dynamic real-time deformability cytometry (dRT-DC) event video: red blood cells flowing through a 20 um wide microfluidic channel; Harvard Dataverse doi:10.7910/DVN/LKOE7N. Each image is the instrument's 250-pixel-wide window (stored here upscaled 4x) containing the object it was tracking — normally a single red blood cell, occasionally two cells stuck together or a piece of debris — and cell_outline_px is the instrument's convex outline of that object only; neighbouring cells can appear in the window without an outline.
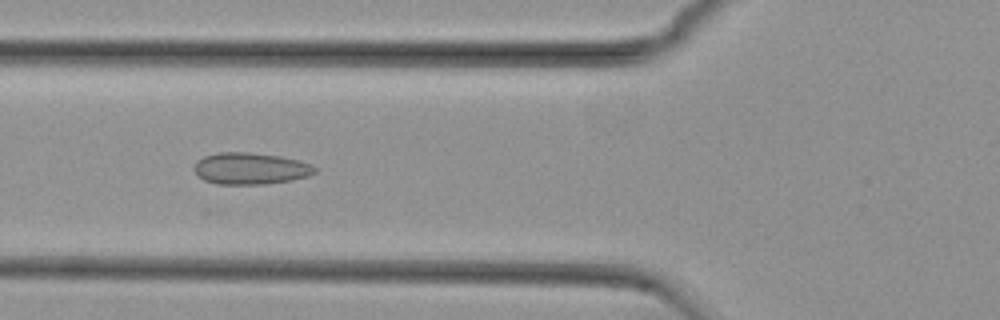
{"species": "common noctule bat (a hibernating species)", "species_latin": "Nyctalus noctula", "temperature_condition": "cold", "stored_images_in_passage": 32, "camera_frame_rate_fps": 3000, "um_per_image_px": 0.085, "animal": {"sex": "female", "body_mass_g": 29.2, "forearm_length_mm": 56.3}, "frame": {"image": 1, "passage_image": 5, "time_ms": 1.333, "image_size_px": [1000, 320], "cell_outline_px": [[316, 172], [308, 176], [292, 180], [264, 184], [216, 184], [204, 180], [192, 168], [196, 160], [204, 156], [220, 152], [248, 152], [280, 156], [312, 164], [316, 168]], "centroid_in_image_um": [21.27, 14.32], "position_along_channel_um": 104.5, "area_um2": 22.31}}
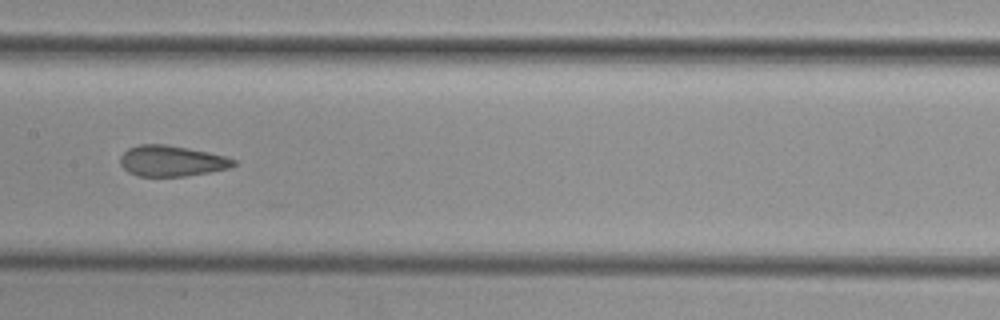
{"frame": {"image": 2, "passage_image": 12, "time_ms": 3.667, "image_size_px": [1000, 320], "cell_outline_px": [[236, 164], [228, 168], [208, 172], [184, 176], [136, 176], [128, 172], [120, 164], [120, 156], [128, 148], [140, 144], [164, 144], [188, 148], [208, 152], [224, 156], [236, 160]], "centroid_in_image_um": [14.55, 13.68], "position_along_channel_um": 192.8, "area_um2": 20.23}}
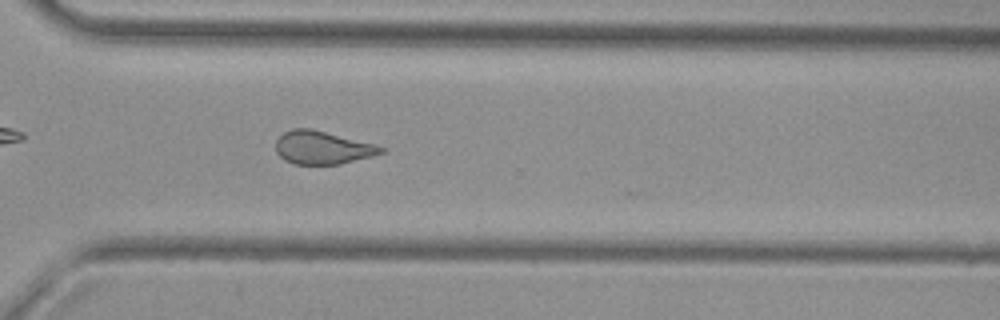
{"frame": {"image": 3, "passage_image": 24, "time_ms": 7.667, "image_size_px": [1000, 320], "cell_outline_px": [[384, 152], [372, 156], [340, 164], [292, 164], [284, 160], [276, 152], [276, 140], [284, 132], [292, 128], [312, 128], [376, 144], [384, 148]], "centroid_in_image_um": [27.39, 12.54], "position_along_channel_um": 343.2, "area_um2": 20.4}, "authors_computed_cell_mechanics": {"area_um2": 20.7502, "velocity_mm_per_s": 3.7672, "shape_relaxation_time_tau1_ms": null, "shape_relaxation_time_tau2_ms": 1.8405, "deformation_change_tau1": null, "deformation_change_tau2": 0.0809}}